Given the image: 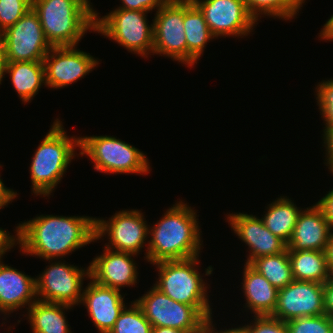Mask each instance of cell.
I'll use <instances>...</instances> for the list:
<instances>
[{"instance_id": "obj_45", "label": "cell", "mask_w": 333, "mask_h": 333, "mask_svg": "<svg viewBox=\"0 0 333 333\" xmlns=\"http://www.w3.org/2000/svg\"><path fill=\"white\" fill-rule=\"evenodd\" d=\"M223 333H249L243 326L237 328L226 329Z\"/></svg>"}, {"instance_id": "obj_5", "label": "cell", "mask_w": 333, "mask_h": 333, "mask_svg": "<svg viewBox=\"0 0 333 333\" xmlns=\"http://www.w3.org/2000/svg\"><path fill=\"white\" fill-rule=\"evenodd\" d=\"M198 257L155 263L158 281L154 286L171 299L193 306L207 321L212 319L207 286L198 273Z\"/></svg>"}, {"instance_id": "obj_31", "label": "cell", "mask_w": 333, "mask_h": 333, "mask_svg": "<svg viewBox=\"0 0 333 333\" xmlns=\"http://www.w3.org/2000/svg\"><path fill=\"white\" fill-rule=\"evenodd\" d=\"M32 9L33 0H0V34Z\"/></svg>"}, {"instance_id": "obj_33", "label": "cell", "mask_w": 333, "mask_h": 333, "mask_svg": "<svg viewBox=\"0 0 333 333\" xmlns=\"http://www.w3.org/2000/svg\"><path fill=\"white\" fill-rule=\"evenodd\" d=\"M253 325L243 327L249 333H289L286 322L270 315L255 316Z\"/></svg>"}, {"instance_id": "obj_21", "label": "cell", "mask_w": 333, "mask_h": 333, "mask_svg": "<svg viewBox=\"0 0 333 333\" xmlns=\"http://www.w3.org/2000/svg\"><path fill=\"white\" fill-rule=\"evenodd\" d=\"M243 292L246 307L255 316L271 315L277 304L278 290L249 264H244Z\"/></svg>"}, {"instance_id": "obj_25", "label": "cell", "mask_w": 333, "mask_h": 333, "mask_svg": "<svg viewBox=\"0 0 333 333\" xmlns=\"http://www.w3.org/2000/svg\"><path fill=\"white\" fill-rule=\"evenodd\" d=\"M294 280L324 284L331 275L324 251L288 252Z\"/></svg>"}, {"instance_id": "obj_29", "label": "cell", "mask_w": 333, "mask_h": 333, "mask_svg": "<svg viewBox=\"0 0 333 333\" xmlns=\"http://www.w3.org/2000/svg\"><path fill=\"white\" fill-rule=\"evenodd\" d=\"M151 323L145 318L141 307L134 301L120 312L114 327L108 333H150Z\"/></svg>"}, {"instance_id": "obj_44", "label": "cell", "mask_w": 333, "mask_h": 333, "mask_svg": "<svg viewBox=\"0 0 333 333\" xmlns=\"http://www.w3.org/2000/svg\"><path fill=\"white\" fill-rule=\"evenodd\" d=\"M150 333H189V332L170 327H152Z\"/></svg>"}, {"instance_id": "obj_19", "label": "cell", "mask_w": 333, "mask_h": 333, "mask_svg": "<svg viewBox=\"0 0 333 333\" xmlns=\"http://www.w3.org/2000/svg\"><path fill=\"white\" fill-rule=\"evenodd\" d=\"M332 231L323 212L316 204L306 208L298 215L291 238L287 243L288 252L324 251Z\"/></svg>"}, {"instance_id": "obj_16", "label": "cell", "mask_w": 333, "mask_h": 333, "mask_svg": "<svg viewBox=\"0 0 333 333\" xmlns=\"http://www.w3.org/2000/svg\"><path fill=\"white\" fill-rule=\"evenodd\" d=\"M227 219L235 234L250 248L246 264H250L256 258L276 255L287 249V244L272 234L262 219L246 213H232Z\"/></svg>"}, {"instance_id": "obj_15", "label": "cell", "mask_w": 333, "mask_h": 333, "mask_svg": "<svg viewBox=\"0 0 333 333\" xmlns=\"http://www.w3.org/2000/svg\"><path fill=\"white\" fill-rule=\"evenodd\" d=\"M323 314V284L293 280L278 290L277 304L270 316L287 322L295 318Z\"/></svg>"}, {"instance_id": "obj_46", "label": "cell", "mask_w": 333, "mask_h": 333, "mask_svg": "<svg viewBox=\"0 0 333 333\" xmlns=\"http://www.w3.org/2000/svg\"><path fill=\"white\" fill-rule=\"evenodd\" d=\"M82 4H84L87 8H89L95 15L97 14L96 11H94L93 7H91V3L89 0H79Z\"/></svg>"}, {"instance_id": "obj_30", "label": "cell", "mask_w": 333, "mask_h": 333, "mask_svg": "<svg viewBox=\"0 0 333 333\" xmlns=\"http://www.w3.org/2000/svg\"><path fill=\"white\" fill-rule=\"evenodd\" d=\"M286 325L289 333H333V320L326 314L295 318Z\"/></svg>"}, {"instance_id": "obj_8", "label": "cell", "mask_w": 333, "mask_h": 333, "mask_svg": "<svg viewBox=\"0 0 333 333\" xmlns=\"http://www.w3.org/2000/svg\"><path fill=\"white\" fill-rule=\"evenodd\" d=\"M152 287L135 301L152 327H170L193 333L207 321L193 306L179 303Z\"/></svg>"}, {"instance_id": "obj_10", "label": "cell", "mask_w": 333, "mask_h": 333, "mask_svg": "<svg viewBox=\"0 0 333 333\" xmlns=\"http://www.w3.org/2000/svg\"><path fill=\"white\" fill-rule=\"evenodd\" d=\"M8 62L43 61L52 48L47 42L38 14L32 9L0 34Z\"/></svg>"}, {"instance_id": "obj_27", "label": "cell", "mask_w": 333, "mask_h": 333, "mask_svg": "<svg viewBox=\"0 0 333 333\" xmlns=\"http://www.w3.org/2000/svg\"><path fill=\"white\" fill-rule=\"evenodd\" d=\"M249 265L277 290L286 287L294 280L288 249L276 255L256 258Z\"/></svg>"}, {"instance_id": "obj_48", "label": "cell", "mask_w": 333, "mask_h": 333, "mask_svg": "<svg viewBox=\"0 0 333 333\" xmlns=\"http://www.w3.org/2000/svg\"><path fill=\"white\" fill-rule=\"evenodd\" d=\"M178 1H194V0H178Z\"/></svg>"}, {"instance_id": "obj_11", "label": "cell", "mask_w": 333, "mask_h": 333, "mask_svg": "<svg viewBox=\"0 0 333 333\" xmlns=\"http://www.w3.org/2000/svg\"><path fill=\"white\" fill-rule=\"evenodd\" d=\"M144 220L143 213L133 209L119 211L109 221L96 218V240L107 234L110 243L105 244L106 248L137 255L149 234V226Z\"/></svg>"}, {"instance_id": "obj_23", "label": "cell", "mask_w": 333, "mask_h": 333, "mask_svg": "<svg viewBox=\"0 0 333 333\" xmlns=\"http://www.w3.org/2000/svg\"><path fill=\"white\" fill-rule=\"evenodd\" d=\"M72 307L36 300L27 308L33 333H71L63 311Z\"/></svg>"}, {"instance_id": "obj_17", "label": "cell", "mask_w": 333, "mask_h": 333, "mask_svg": "<svg viewBox=\"0 0 333 333\" xmlns=\"http://www.w3.org/2000/svg\"><path fill=\"white\" fill-rule=\"evenodd\" d=\"M104 253L95 257L90 266V279L96 283L120 291L121 287L137 283L135 254L104 248Z\"/></svg>"}, {"instance_id": "obj_1", "label": "cell", "mask_w": 333, "mask_h": 333, "mask_svg": "<svg viewBox=\"0 0 333 333\" xmlns=\"http://www.w3.org/2000/svg\"><path fill=\"white\" fill-rule=\"evenodd\" d=\"M96 218L40 215L16 227L22 253L45 260L62 258L96 240Z\"/></svg>"}, {"instance_id": "obj_47", "label": "cell", "mask_w": 333, "mask_h": 333, "mask_svg": "<svg viewBox=\"0 0 333 333\" xmlns=\"http://www.w3.org/2000/svg\"><path fill=\"white\" fill-rule=\"evenodd\" d=\"M166 2H178V0H164Z\"/></svg>"}, {"instance_id": "obj_41", "label": "cell", "mask_w": 333, "mask_h": 333, "mask_svg": "<svg viewBox=\"0 0 333 333\" xmlns=\"http://www.w3.org/2000/svg\"><path fill=\"white\" fill-rule=\"evenodd\" d=\"M325 257L328 265V269L333 276V232L331 233L328 243L325 247Z\"/></svg>"}, {"instance_id": "obj_39", "label": "cell", "mask_w": 333, "mask_h": 333, "mask_svg": "<svg viewBox=\"0 0 333 333\" xmlns=\"http://www.w3.org/2000/svg\"><path fill=\"white\" fill-rule=\"evenodd\" d=\"M16 196L17 192L6 188L2 182V179H0V209L4 208V206H7L8 203L12 202Z\"/></svg>"}, {"instance_id": "obj_2", "label": "cell", "mask_w": 333, "mask_h": 333, "mask_svg": "<svg viewBox=\"0 0 333 333\" xmlns=\"http://www.w3.org/2000/svg\"><path fill=\"white\" fill-rule=\"evenodd\" d=\"M175 204L154 227H149L151 238L145 258L151 264L199 256L202 244L197 214L182 201Z\"/></svg>"}, {"instance_id": "obj_28", "label": "cell", "mask_w": 333, "mask_h": 333, "mask_svg": "<svg viewBox=\"0 0 333 333\" xmlns=\"http://www.w3.org/2000/svg\"><path fill=\"white\" fill-rule=\"evenodd\" d=\"M244 2L249 14L257 22L261 14L290 20L299 12L305 0H244Z\"/></svg>"}, {"instance_id": "obj_24", "label": "cell", "mask_w": 333, "mask_h": 333, "mask_svg": "<svg viewBox=\"0 0 333 333\" xmlns=\"http://www.w3.org/2000/svg\"><path fill=\"white\" fill-rule=\"evenodd\" d=\"M6 73L10 74L12 84L24 103L38 94L42 84L46 86L43 61L8 62Z\"/></svg>"}, {"instance_id": "obj_14", "label": "cell", "mask_w": 333, "mask_h": 333, "mask_svg": "<svg viewBox=\"0 0 333 333\" xmlns=\"http://www.w3.org/2000/svg\"><path fill=\"white\" fill-rule=\"evenodd\" d=\"M76 46L52 47L43 59L46 86L63 88L86 76L99 63Z\"/></svg>"}, {"instance_id": "obj_3", "label": "cell", "mask_w": 333, "mask_h": 333, "mask_svg": "<svg viewBox=\"0 0 333 333\" xmlns=\"http://www.w3.org/2000/svg\"><path fill=\"white\" fill-rule=\"evenodd\" d=\"M33 10L51 47L76 46L95 31V14L79 0H33Z\"/></svg>"}, {"instance_id": "obj_7", "label": "cell", "mask_w": 333, "mask_h": 333, "mask_svg": "<svg viewBox=\"0 0 333 333\" xmlns=\"http://www.w3.org/2000/svg\"><path fill=\"white\" fill-rule=\"evenodd\" d=\"M146 11L115 9L99 18L95 15V31L113 39L128 51L143 57L153 53V23L148 25Z\"/></svg>"}, {"instance_id": "obj_43", "label": "cell", "mask_w": 333, "mask_h": 333, "mask_svg": "<svg viewBox=\"0 0 333 333\" xmlns=\"http://www.w3.org/2000/svg\"><path fill=\"white\" fill-rule=\"evenodd\" d=\"M206 321L198 330L194 331L193 333H223V331H215L214 326L212 325V321Z\"/></svg>"}, {"instance_id": "obj_12", "label": "cell", "mask_w": 333, "mask_h": 333, "mask_svg": "<svg viewBox=\"0 0 333 333\" xmlns=\"http://www.w3.org/2000/svg\"><path fill=\"white\" fill-rule=\"evenodd\" d=\"M153 54H162L187 65L184 1L166 2L153 20Z\"/></svg>"}, {"instance_id": "obj_18", "label": "cell", "mask_w": 333, "mask_h": 333, "mask_svg": "<svg viewBox=\"0 0 333 333\" xmlns=\"http://www.w3.org/2000/svg\"><path fill=\"white\" fill-rule=\"evenodd\" d=\"M83 303L100 333H108L124 309V296L119 290L100 285L90 280V283L82 290Z\"/></svg>"}, {"instance_id": "obj_34", "label": "cell", "mask_w": 333, "mask_h": 333, "mask_svg": "<svg viewBox=\"0 0 333 333\" xmlns=\"http://www.w3.org/2000/svg\"><path fill=\"white\" fill-rule=\"evenodd\" d=\"M122 6L117 9L138 10L149 12L153 9L157 11L165 4L164 0H121Z\"/></svg>"}, {"instance_id": "obj_20", "label": "cell", "mask_w": 333, "mask_h": 333, "mask_svg": "<svg viewBox=\"0 0 333 333\" xmlns=\"http://www.w3.org/2000/svg\"><path fill=\"white\" fill-rule=\"evenodd\" d=\"M35 279L0 260V312L6 315L25 305L29 308L37 300Z\"/></svg>"}, {"instance_id": "obj_26", "label": "cell", "mask_w": 333, "mask_h": 333, "mask_svg": "<svg viewBox=\"0 0 333 333\" xmlns=\"http://www.w3.org/2000/svg\"><path fill=\"white\" fill-rule=\"evenodd\" d=\"M268 207L266 214L261 218L265 227L287 244L302 209L299 210L292 200L284 196H280Z\"/></svg>"}, {"instance_id": "obj_38", "label": "cell", "mask_w": 333, "mask_h": 333, "mask_svg": "<svg viewBox=\"0 0 333 333\" xmlns=\"http://www.w3.org/2000/svg\"><path fill=\"white\" fill-rule=\"evenodd\" d=\"M16 242L18 243V234L13 236L8 231L0 228V260L5 252L14 247Z\"/></svg>"}, {"instance_id": "obj_13", "label": "cell", "mask_w": 333, "mask_h": 333, "mask_svg": "<svg viewBox=\"0 0 333 333\" xmlns=\"http://www.w3.org/2000/svg\"><path fill=\"white\" fill-rule=\"evenodd\" d=\"M203 12L205 21L217 38L221 36H247L256 20L249 14L244 0H194Z\"/></svg>"}, {"instance_id": "obj_4", "label": "cell", "mask_w": 333, "mask_h": 333, "mask_svg": "<svg viewBox=\"0 0 333 333\" xmlns=\"http://www.w3.org/2000/svg\"><path fill=\"white\" fill-rule=\"evenodd\" d=\"M76 147H79V137L69 138L62 122L56 119L37 147L30 165L32 191L35 195H51L75 157Z\"/></svg>"}, {"instance_id": "obj_37", "label": "cell", "mask_w": 333, "mask_h": 333, "mask_svg": "<svg viewBox=\"0 0 333 333\" xmlns=\"http://www.w3.org/2000/svg\"><path fill=\"white\" fill-rule=\"evenodd\" d=\"M324 147H326V164L328 167V169H330V171L333 169V127H328L326 128L324 131Z\"/></svg>"}, {"instance_id": "obj_40", "label": "cell", "mask_w": 333, "mask_h": 333, "mask_svg": "<svg viewBox=\"0 0 333 333\" xmlns=\"http://www.w3.org/2000/svg\"><path fill=\"white\" fill-rule=\"evenodd\" d=\"M7 65H8V60H7L6 47L4 41L0 37V84L1 81L3 80V76H5Z\"/></svg>"}, {"instance_id": "obj_22", "label": "cell", "mask_w": 333, "mask_h": 333, "mask_svg": "<svg viewBox=\"0 0 333 333\" xmlns=\"http://www.w3.org/2000/svg\"><path fill=\"white\" fill-rule=\"evenodd\" d=\"M184 28L187 42V66L191 67L199 60L207 42L215 38L203 12L193 1H184Z\"/></svg>"}, {"instance_id": "obj_9", "label": "cell", "mask_w": 333, "mask_h": 333, "mask_svg": "<svg viewBox=\"0 0 333 333\" xmlns=\"http://www.w3.org/2000/svg\"><path fill=\"white\" fill-rule=\"evenodd\" d=\"M84 276L90 278V266L85 270L60 261L52 263L35 279L37 300L71 306L80 304Z\"/></svg>"}, {"instance_id": "obj_6", "label": "cell", "mask_w": 333, "mask_h": 333, "mask_svg": "<svg viewBox=\"0 0 333 333\" xmlns=\"http://www.w3.org/2000/svg\"><path fill=\"white\" fill-rule=\"evenodd\" d=\"M80 155L94 162V169L104 173L147 174L150 166L143 152L112 136L79 137Z\"/></svg>"}, {"instance_id": "obj_42", "label": "cell", "mask_w": 333, "mask_h": 333, "mask_svg": "<svg viewBox=\"0 0 333 333\" xmlns=\"http://www.w3.org/2000/svg\"><path fill=\"white\" fill-rule=\"evenodd\" d=\"M320 38L323 40H333V15L324 24L323 29L320 31Z\"/></svg>"}, {"instance_id": "obj_36", "label": "cell", "mask_w": 333, "mask_h": 333, "mask_svg": "<svg viewBox=\"0 0 333 333\" xmlns=\"http://www.w3.org/2000/svg\"><path fill=\"white\" fill-rule=\"evenodd\" d=\"M325 314L333 320V277L323 284Z\"/></svg>"}, {"instance_id": "obj_32", "label": "cell", "mask_w": 333, "mask_h": 333, "mask_svg": "<svg viewBox=\"0 0 333 333\" xmlns=\"http://www.w3.org/2000/svg\"><path fill=\"white\" fill-rule=\"evenodd\" d=\"M315 89L320 113L325 121V129L333 127V80L321 82Z\"/></svg>"}, {"instance_id": "obj_35", "label": "cell", "mask_w": 333, "mask_h": 333, "mask_svg": "<svg viewBox=\"0 0 333 333\" xmlns=\"http://www.w3.org/2000/svg\"><path fill=\"white\" fill-rule=\"evenodd\" d=\"M316 205L323 212L324 218L329 223L330 228L333 230V189L322 197Z\"/></svg>"}]
</instances>
